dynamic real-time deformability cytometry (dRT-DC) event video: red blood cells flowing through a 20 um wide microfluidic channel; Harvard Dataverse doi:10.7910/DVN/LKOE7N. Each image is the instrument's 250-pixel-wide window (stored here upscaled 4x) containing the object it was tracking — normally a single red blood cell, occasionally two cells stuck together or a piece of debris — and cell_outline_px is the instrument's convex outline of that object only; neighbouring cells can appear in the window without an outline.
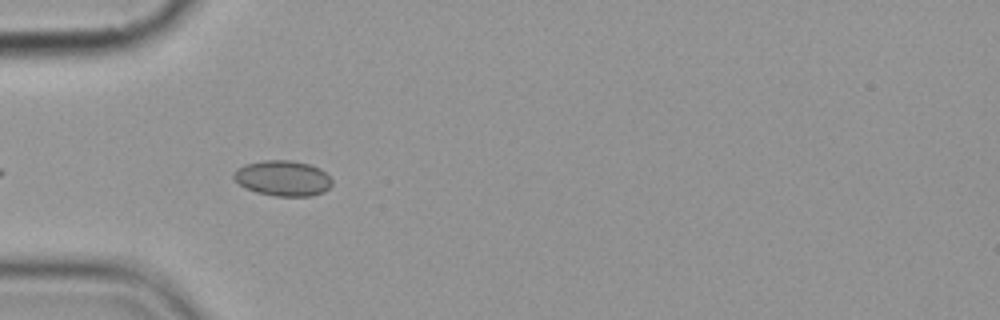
{"species": "common noctule bat (a hibernating species)", "species_latin": "Nyctalus noctula", "temperature_condition": "cold", "stored_images_in_passage": 6, "camera_frame_rate_fps": 3000, "um_per_image_px": 0.085, "animal": {"sex": "female", "body_mass_g": 19.9}, "frame": {"image": 1, "passage_image": 5, "time_ms": 5.667, "image_size_px": [1000, 320], "cell_outline_px": [[332, 184], [324, 192], [312, 196], [276, 196], [256, 192], [244, 188], [232, 176], [232, 172], [236, 168], [244, 164], [264, 160], [292, 160], [308, 164], [320, 168], [332, 180]], "centroid_in_image_um": [24.01, 15.14], "position_along_channel_um": 61.0, "area_um2": 20.46}}
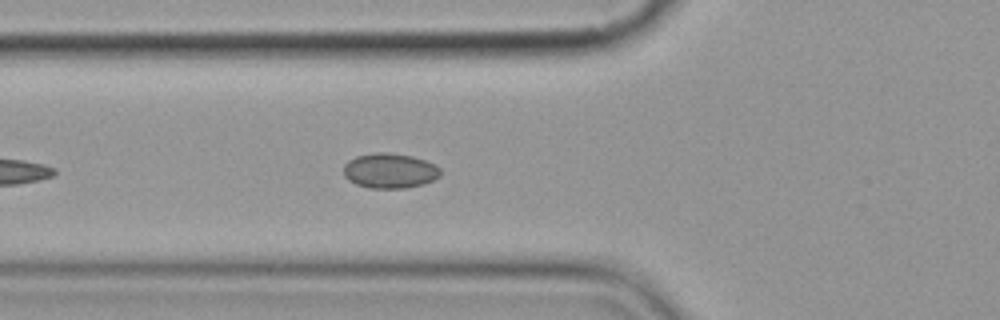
{"frame": {"image": 2, "passage_image": 6, "time_ms": 6.667, "image_size_px": [1000, 320], "cell_outline_px": [[440, 176], [424, 184], [404, 188], [368, 188], [356, 184], [348, 180], [344, 176], [344, 164], [348, 160], [356, 156], [376, 152], [388, 152], [412, 156], [424, 160], [440, 168]], "centroid_in_image_um": [33.1, 14.51], "position_along_channel_um": 92.7, "area_um2": 19.77}}